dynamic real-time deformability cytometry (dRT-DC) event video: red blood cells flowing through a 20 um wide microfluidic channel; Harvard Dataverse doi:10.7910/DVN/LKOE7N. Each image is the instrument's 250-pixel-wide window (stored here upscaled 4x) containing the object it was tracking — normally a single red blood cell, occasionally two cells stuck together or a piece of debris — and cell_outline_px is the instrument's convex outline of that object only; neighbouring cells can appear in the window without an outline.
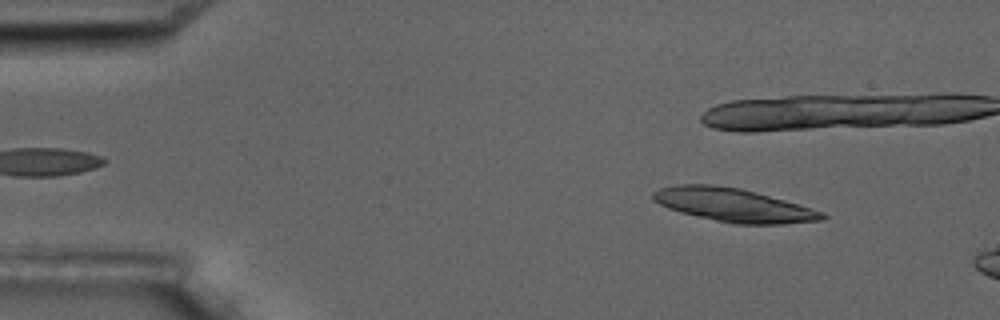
{"species": "common noctule bat (a hibernating species)", "species_latin": "Nyctalus noctula", "temperature_condition": "room temperature", "stored_images_in_passage": 3, "camera_frame_rate_fps": 3000, "um_per_image_px": 0.085, "animal": {"sex": "male", "body_mass_g": 17.5, "forearm_length_mm": 52.3}, "frame": {"image": 1, "passage_image": 1, "time_ms": 0.0, "image_size_px": [1000, 320], "cell_outline_px": [[828, 216], [820, 220], [780, 224], [736, 224], [716, 220], [680, 212], [668, 208], [652, 200], [652, 192], [660, 188], [680, 184], [712, 184], [740, 188], [756, 192], [784, 200], [824, 212]], "centroid_in_image_um": [62.32, 17.42], "position_along_channel_um": 22.7, "area_um2": 32.66}}